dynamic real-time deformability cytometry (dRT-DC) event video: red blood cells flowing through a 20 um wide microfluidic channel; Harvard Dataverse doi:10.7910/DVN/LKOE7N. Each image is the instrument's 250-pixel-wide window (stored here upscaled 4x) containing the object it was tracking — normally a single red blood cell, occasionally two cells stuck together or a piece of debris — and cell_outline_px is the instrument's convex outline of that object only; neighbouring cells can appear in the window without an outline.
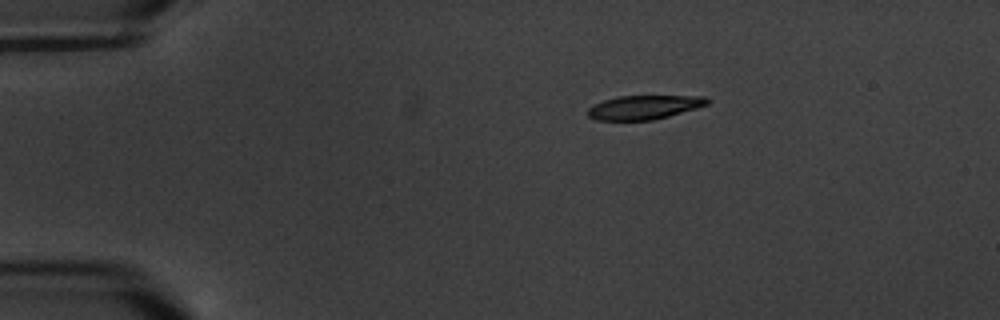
{"species": "common noctule bat (a hibernating species)", "species_latin": "Nyctalus noctula", "temperature_condition": "warm", "stored_images_in_passage": 7, "camera_frame_rate_fps": 3000, "um_per_image_px": 0.085, "animal": {"sex": "male", "body_mass_g": 20.1, "forearm_length_mm": 53.5}, "frame": {"image": 1, "passage_image": 1, "time_ms": 0.0, "image_size_px": [1000, 320], "cell_outline_px": [[712, 100], [708, 104], [696, 108], [668, 116], [652, 120], [596, 120], [588, 116], [588, 108], [604, 100], [620, 96], [704, 96]], "centroid_in_image_um": [54.77, 9.11], "position_along_channel_um": 30.2, "area_um2": 16.53}}
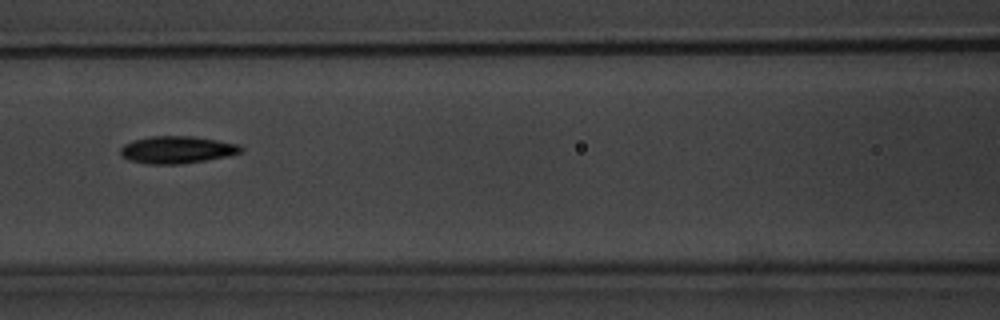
{"frame": {"image": 2, "passage_image": 5, "time_ms": 5.333, "image_size_px": [1000, 320], "cell_outline_px": [[244, 148], [240, 152], [228, 156], [180, 164], [148, 164], [128, 160], [120, 156], [120, 148], [124, 144], [132, 140], [152, 136], [192, 136], [240, 144]], "centroid_in_image_um": [15.01, 12.73], "position_along_channel_um": 151.6, "area_um2": 19.19}}
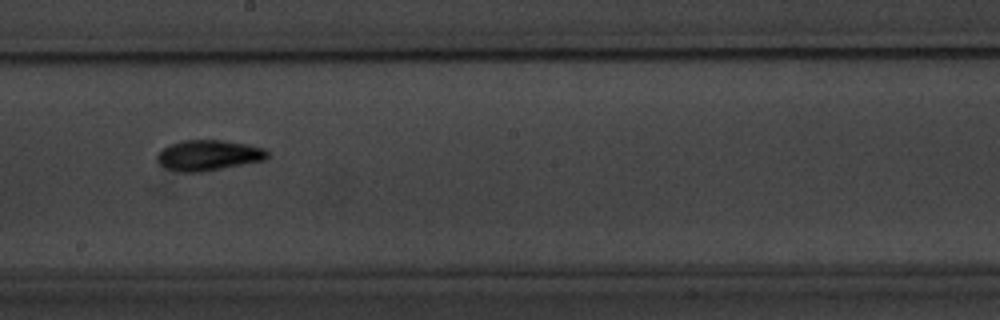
{"frame": {"image": 3, "passage_image": 7, "time_ms": 7.667, "image_size_px": [1000, 320], "cell_outline_px": [[268, 156], [264, 160], [204, 172], [180, 172], [168, 168], [160, 164], [156, 160], [156, 156], [164, 148], [180, 140], [224, 140], [248, 144], [264, 148], [268, 152]], "centroid_in_image_um": [17.73, 13.2], "position_along_channel_um": 230.5, "area_um2": 19.59}}